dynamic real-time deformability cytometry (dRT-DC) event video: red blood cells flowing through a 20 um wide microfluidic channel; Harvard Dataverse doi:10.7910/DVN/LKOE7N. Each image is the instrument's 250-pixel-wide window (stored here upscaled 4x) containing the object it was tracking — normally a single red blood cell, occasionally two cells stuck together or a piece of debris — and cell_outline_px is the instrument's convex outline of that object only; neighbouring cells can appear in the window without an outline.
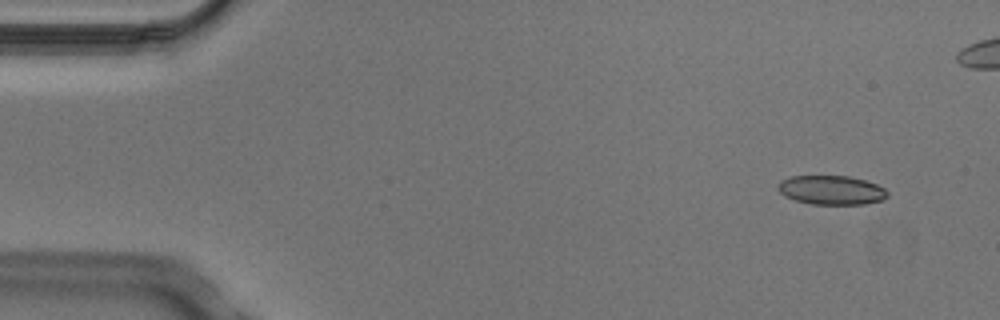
{"species": "Egyptian fruit bat (a non-hibernating species)", "species_latin": "Rousettus aegyptiacus", "temperature_condition": "cold", "stored_images_in_passage": 6, "camera_frame_rate_fps": 3000, "um_per_image_px": 0.085, "animal": {"sex": "male"}, "frame": {"image": 1, "passage_image": 2, "time_ms": 0.333, "image_size_px": [1000, 320], "cell_outline_px": [[888, 196], [884, 200], [864, 204], [812, 204], [796, 200], [784, 196], [776, 188], [776, 184], [780, 180], [792, 176], [848, 176], [864, 180], [876, 184], [884, 188], [888, 192]], "centroid_in_image_um": [70.65, 16.16], "position_along_channel_um": 14.3, "area_um2": 18.67}}